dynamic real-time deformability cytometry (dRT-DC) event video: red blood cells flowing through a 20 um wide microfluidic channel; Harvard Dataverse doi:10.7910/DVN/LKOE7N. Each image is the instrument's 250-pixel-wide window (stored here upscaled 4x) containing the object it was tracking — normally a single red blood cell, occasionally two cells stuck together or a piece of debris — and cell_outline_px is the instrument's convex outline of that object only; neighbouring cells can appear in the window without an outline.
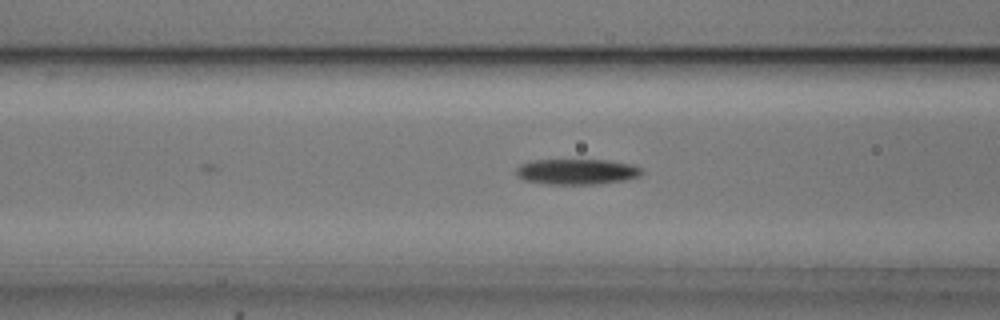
{"species": "common noctule bat (a hibernating species)", "species_latin": "Nyctalus noctula", "temperature_condition": "cold", "stored_images_in_passage": 20, "camera_frame_rate_fps": 3000, "um_per_image_px": 0.085, "animal": {"sex": "male", "body_mass_g": 20.5, "forearm_length_mm": 52.5}, "frame": {"image": 1, "passage_image": 20, "time_ms": 6.333, "image_size_px": [1000, 320], "cell_outline_px": [[644, 172], [640, 176], [624, 180], [600, 184], [548, 184], [524, 180], [516, 176], [516, 168], [520, 164], [532, 160], [608, 160], [632, 164], [644, 168]], "centroid_in_image_um": [49.05, 14.59], "position_along_channel_um": 117.5, "area_um2": 18.96}}